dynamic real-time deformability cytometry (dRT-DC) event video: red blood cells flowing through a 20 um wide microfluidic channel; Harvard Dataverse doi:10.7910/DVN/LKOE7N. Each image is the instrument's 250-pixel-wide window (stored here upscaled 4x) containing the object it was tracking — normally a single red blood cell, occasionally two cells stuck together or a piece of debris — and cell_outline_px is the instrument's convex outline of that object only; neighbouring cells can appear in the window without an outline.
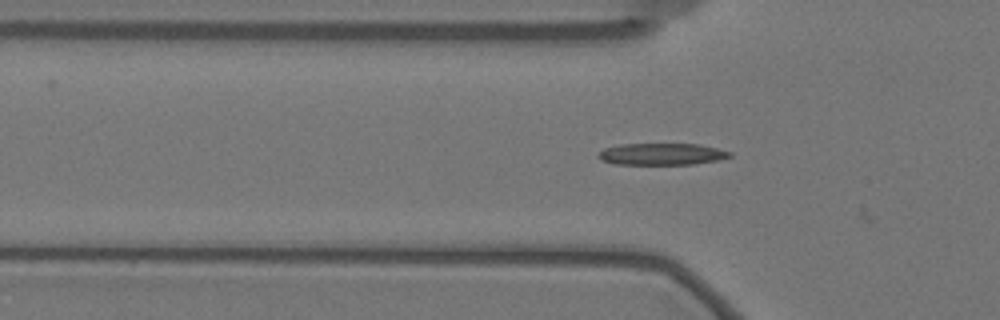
{"species": "Egyptian fruit bat (a non-hibernating species)", "species_latin": "Rousettus aegyptiacus", "temperature_condition": "warm", "stored_images_in_passage": 25, "camera_frame_rate_fps": 3000, "um_per_image_px": 0.085, "animal": {"sex": "female"}, "frame": {"image": 1, "passage_image": 2, "time_ms": 0.333, "image_size_px": [1000, 320], "cell_outline_px": [[732, 156], [716, 160], [696, 164], [612, 164], [600, 160], [596, 156], [604, 148], [620, 144], [700, 144], [732, 152]], "centroid_in_image_um": [56.22, 13.1], "position_along_channel_um": 69.6, "area_um2": 16.7}}
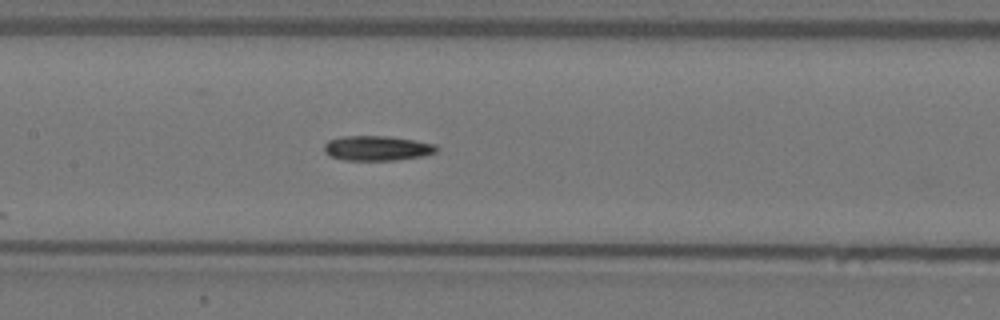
{"frame": {"image": 2, "passage_image": 11, "time_ms": 3.333, "image_size_px": [1000, 320], "cell_outline_px": [[440, 148], [436, 152], [424, 156], [396, 160], [344, 160], [332, 156], [324, 152], [324, 144], [328, 140], [344, 136], [388, 136], [436, 144]], "centroid_in_image_um": [32.07, 12.6], "position_along_channel_um": 175.3, "area_um2": 16.3}}
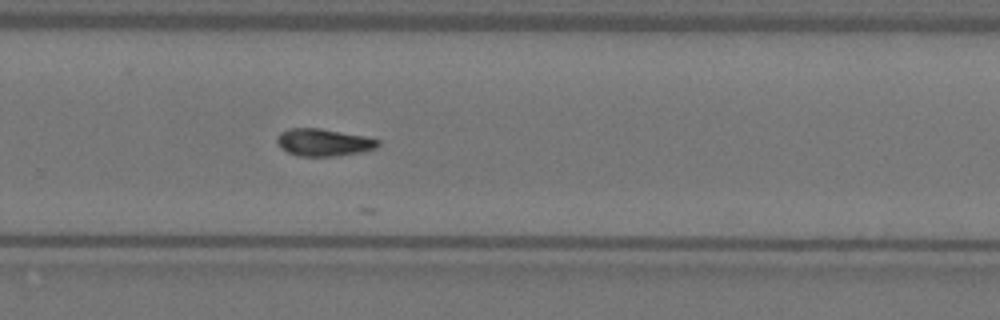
{"frame": {"image": 3, "passage_image": 22, "time_ms": 7.0, "image_size_px": [1000, 320], "cell_outline_px": [[380, 144], [376, 148], [360, 152], [336, 156], [296, 156], [280, 148], [276, 140], [276, 136], [280, 132], [288, 128], [320, 128], [364, 136], [380, 140]], "centroid_in_image_um": [27.47, 12.1], "position_along_channel_um": 302.3, "area_um2": 16.18}}